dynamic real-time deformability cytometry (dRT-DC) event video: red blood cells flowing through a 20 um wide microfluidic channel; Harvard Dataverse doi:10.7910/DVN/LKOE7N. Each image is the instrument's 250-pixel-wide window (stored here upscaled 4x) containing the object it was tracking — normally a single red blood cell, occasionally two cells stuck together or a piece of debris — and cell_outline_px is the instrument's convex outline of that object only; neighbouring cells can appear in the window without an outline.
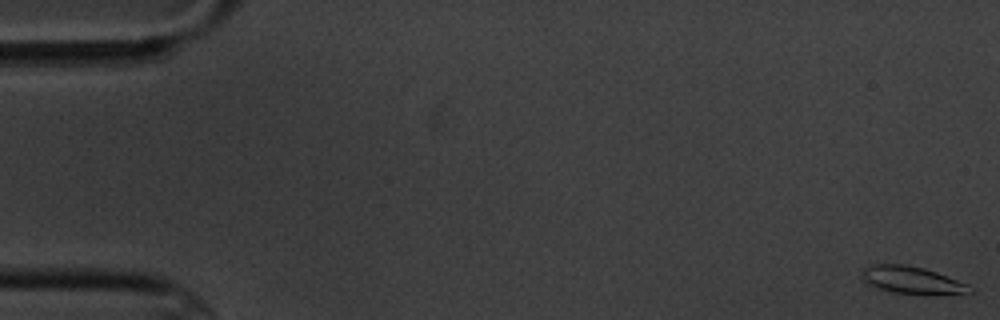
{"species": "common noctule bat (a hibernating species)", "species_latin": "Nyctalus noctula", "temperature_condition": "cold", "stored_images_in_passage": 8, "camera_frame_rate_fps": 3000, "um_per_image_px": 0.085, "animal": {"sex": "male", "body_mass_g": 20.1, "forearm_length_mm": 53.5}, "frame": {"image": 1, "passage_image": 1, "time_ms": 0.0, "image_size_px": [1000, 320], "cell_outline_px": [[972, 292], [892, 292], [880, 288], [864, 280], [860, 276], [860, 272], [868, 264], [904, 264], [924, 268], [936, 272], [968, 284], [972, 288]], "centroid_in_image_um": [77.42, 23.74], "position_along_channel_um": 7.6, "area_um2": 16.24}}
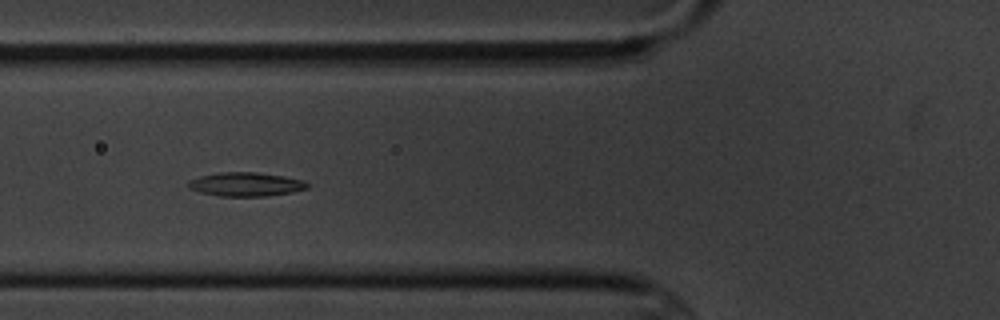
{"frame": {"image": 2, "passage_image": 7, "time_ms": 7.0, "image_size_px": [1000, 320], "cell_outline_px": [[308, 188], [292, 192], [268, 196], [220, 196], [200, 192], [188, 188], [188, 180], [200, 176], [220, 172], [256, 172], [284, 176], [304, 180], [308, 184]], "centroid_in_image_um": [20.89, 15.66], "position_along_channel_um": 104.9, "area_um2": 16.59}}
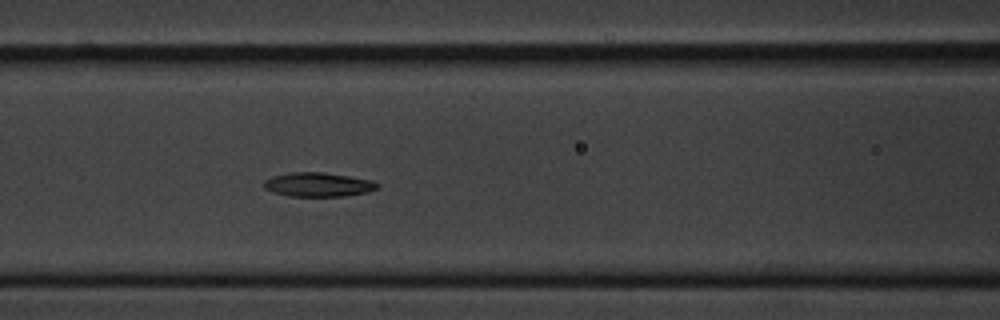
{"frame": {"image": 3, "passage_image": 8, "time_ms": 8.0, "image_size_px": [1000, 320], "cell_outline_px": [[380, 188], [368, 192], [344, 196], [288, 196], [272, 192], [264, 188], [264, 180], [272, 176], [288, 172], [324, 172], [372, 180], [380, 184]], "centroid_in_image_um": [27.05, 15.69], "position_along_channel_um": 139.5, "area_um2": 16.13}}